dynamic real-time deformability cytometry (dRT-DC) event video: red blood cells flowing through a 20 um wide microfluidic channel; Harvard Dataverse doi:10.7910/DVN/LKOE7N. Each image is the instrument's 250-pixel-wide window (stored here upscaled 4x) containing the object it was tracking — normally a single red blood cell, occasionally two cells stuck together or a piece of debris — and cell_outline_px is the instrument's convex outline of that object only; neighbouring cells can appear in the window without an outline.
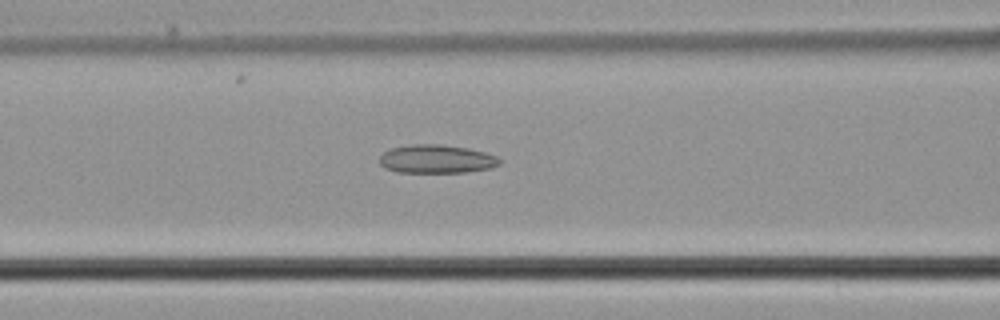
{"species": "common noctule bat (a hibernating species)", "species_latin": "Nyctalus noctula", "temperature_condition": "cold", "stored_images_in_passage": 47, "camera_frame_rate_fps": 3000, "um_per_image_px": 0.085, "animal": {"sex": "male", "body_mass_g": 21.5, "forearm_length_mm": 52.0}, "frame": {"image": 1, "passage_image": 21, "time_ms": 6.667, "image_size_px": [1000, 320], "cell_outline_px": [[500, 164], [492, 168], [464, 172], [396, 172], [384, 168], [380, 164], [380, 156], [384, 152], [392, 148], [412, 144], [440, 144], [468, 148], [484, 152], [496, 156], [500, 160]], "centroid_in_image_um": [37.1, 13.52], "position_along_channel_um": 129.5, "area_um2": 19.88}}
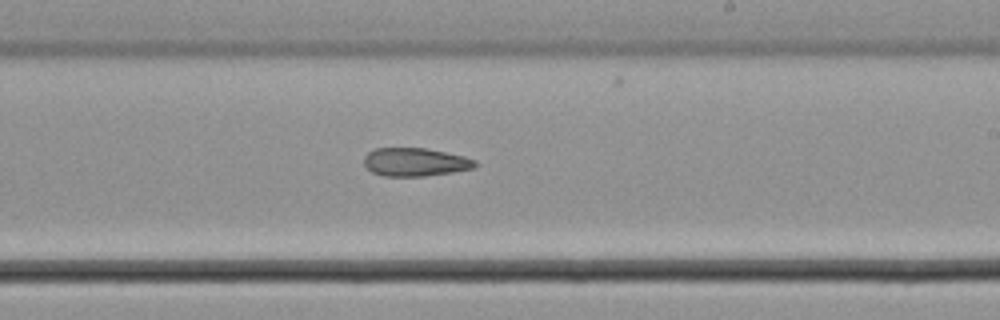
{"frame": {"image": 2, "passage_image": 30, "time_ms": 9.667, "image_size_px": [1000, 320], "cell_outline_px": [[476, 164], [472, 168], [452, 172], [424, 176], [384, 176], [372, 172], [364, 164], [364, 156], [368, 152], [376, 148], [424, 148], [464, 156], [476, 160]], "centroid_in_image_um": [35.26, 13.77], "position_along_channel_um": 253.7, "area_um2": 18.15}}
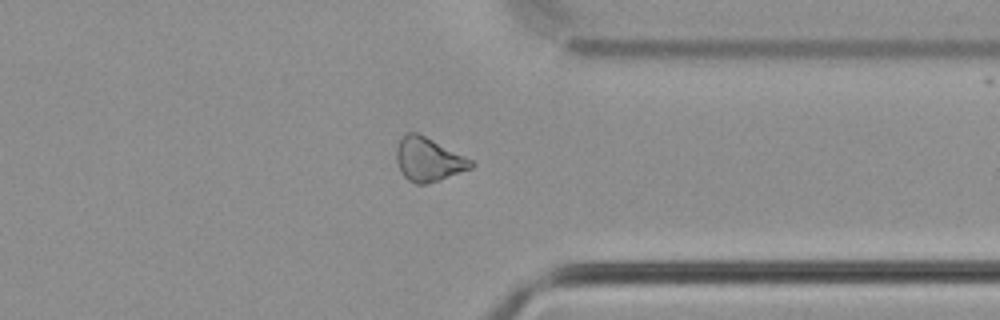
{"frame": {"image": 3, "passage_image": 39, "time_ms": 12.667, "image_size_px": [1000, 320], "cell_outline_px": [[476, 164], [472, 168], [440, 180], [424, 184], [416, 184], [408, 180], [400, 172], [396, 160], [396, 148], [400, 140], [408, 132], [416, 132], [472, 160]], "centroid_in_image_um": [36.4, 13.58], "position_along_channel_um": 375.0, "area_um2": 18.79}}